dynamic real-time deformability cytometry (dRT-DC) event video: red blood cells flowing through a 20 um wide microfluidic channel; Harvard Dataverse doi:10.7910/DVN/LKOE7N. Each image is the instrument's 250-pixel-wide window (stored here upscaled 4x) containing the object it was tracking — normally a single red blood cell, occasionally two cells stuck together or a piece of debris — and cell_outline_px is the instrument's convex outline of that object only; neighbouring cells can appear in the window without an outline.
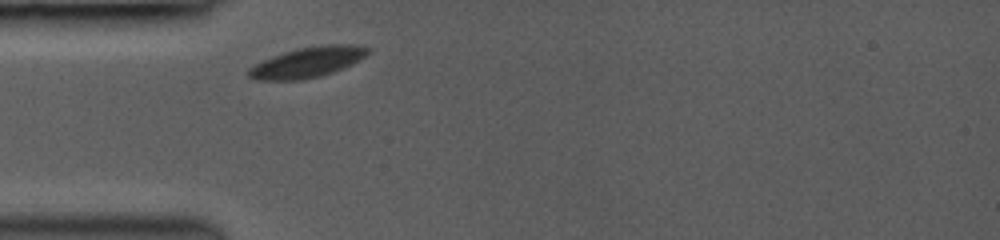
{"species": "common noctule bat (a hibernating species)", "species_latin": "Nyctalus noctula", "temperature_condition": "room temperature", "stored_images_in_passage": 1, "camera_frame_rate_fps": 3000, "um_per_image_px": 0.085, "animal": {"sex": "female", "body_mass_g": 19.0, "forearm_length_mm": 53.3}, "frame": {"image": 1, "passage_image": 1, "time_ms": 0.0, "image_size_px": [1000, 240], "cell_outline_px": [[368, 52], [360, 60], [352, 64], [332, 72], [320, 76], [304, 80], [256, 80], [248, 76], [248, 68], [272, 56], [296, 48], [324, 44], [356, 44], [368, 48]], "centroid_in_image_um": [26.13, 5.29], "position_along_channel_um": 58.9, "area_um2": 21.1}}